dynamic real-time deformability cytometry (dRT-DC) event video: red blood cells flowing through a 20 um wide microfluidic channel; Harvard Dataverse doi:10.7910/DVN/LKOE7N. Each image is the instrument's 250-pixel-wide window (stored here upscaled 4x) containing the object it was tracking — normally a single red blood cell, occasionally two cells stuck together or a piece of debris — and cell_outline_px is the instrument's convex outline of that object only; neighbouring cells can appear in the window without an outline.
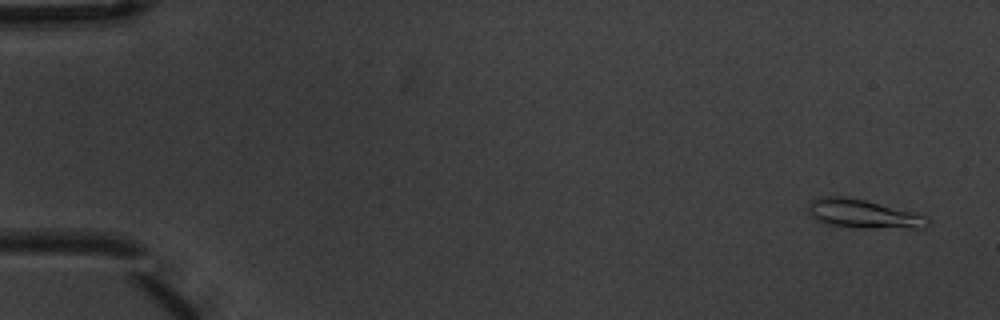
{"species": "common noctule bat (a hibernating species)", "species_latin": "Nyctalus noctula", "temperature_condition": "warm", "stored_images_in_passage": 6, "camera_frame_rate_fps": 3000, "um_per_image_px": 0.085, "animal": {"sex": "male", "body_mass_g": 20.1, "forearm_length_mm": 53.5}, "frame": {"image": 1, "passage_image": 1, "time_ms": 0.0, "image_size_px": [1000, 320], "cell_outline_px": [[932, 224], [924, 228], [856, 228], [828, 224], [816, 220], [808, 216], [804, 208], [812, 200], [820, 196], [844, 196], [864, 200], [912, 212], [924, 216], [932, 220]], "centroid_in_image_um": [73.31, 18.19], "position_along_channel_um": 11.7, "area_um2": 20.35}}